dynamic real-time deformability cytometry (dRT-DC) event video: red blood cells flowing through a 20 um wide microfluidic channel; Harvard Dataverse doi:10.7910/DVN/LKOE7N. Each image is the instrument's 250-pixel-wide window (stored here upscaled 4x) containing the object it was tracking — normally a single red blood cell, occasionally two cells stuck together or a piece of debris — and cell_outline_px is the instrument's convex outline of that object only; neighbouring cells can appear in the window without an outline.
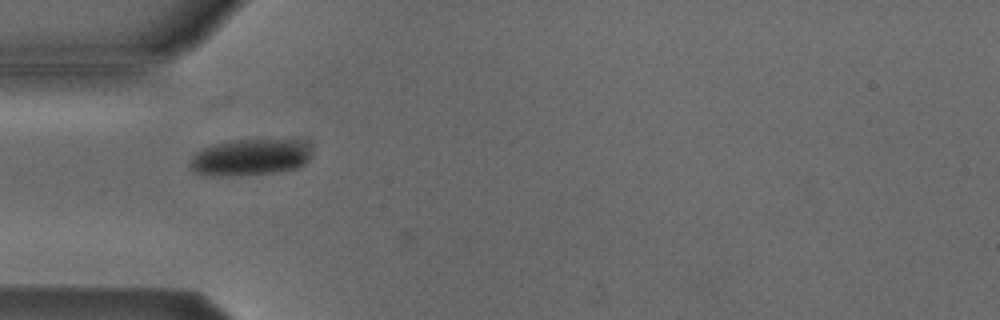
{"species": "Egyptian fruit bat (a non-hibernating species)", "species_latin": "Rousettus aegyptiacus", "temperature_condition": "cold", "stored_images_in_passage": 8, "camera_frame_rate_fps": 3000, "um_per_image_px": 0.085, "animal": {"sex": "male"}, "frame": {"image": 1, "passage_image": 6, "time_ms": 1.667, "image_size_px": [1000, 320], "cell_outline_px": [[308, 156], [296, 168], [272, 172], [220, 176], [212, 176], [196, 172], [188, 168], [188, 164], [192, 156], [196, 152], [212, 144], [232, 140], [296, 140], [304, 144], [308, 148]], "centroid_in_image_um": [21.11, 13.37], "position_along_channel_um": 63.9, "area_um2": 25.14}}